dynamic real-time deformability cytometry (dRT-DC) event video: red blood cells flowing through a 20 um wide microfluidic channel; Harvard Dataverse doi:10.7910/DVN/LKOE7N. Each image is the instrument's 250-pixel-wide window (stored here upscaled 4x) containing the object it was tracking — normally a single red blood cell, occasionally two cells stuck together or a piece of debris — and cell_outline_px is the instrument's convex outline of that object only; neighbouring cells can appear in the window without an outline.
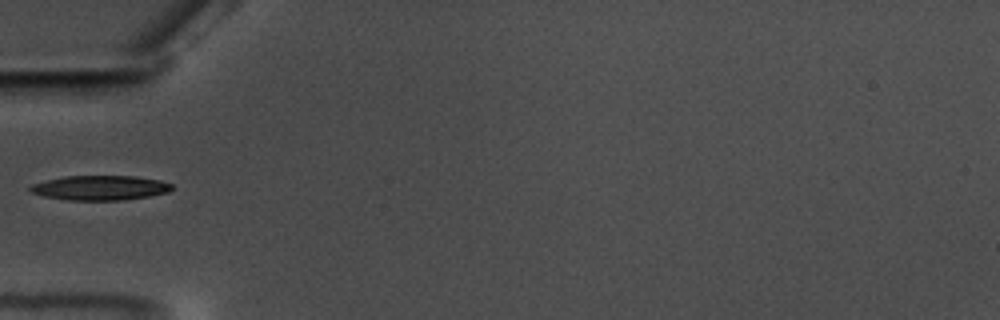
{"species": "common noctule bat (a hibernating species)", "species_latin": "Nyctalus noctula", "temperature_condition": "warm", "stored_images_in_passage": 39, "camera_frame_rate_fps": 3000, "um_per_image_px": 0.085, "animal": {"sex": "male", "body_mass_g": 17.5, "forearm_length_mm": 52.3}, "frame": {"image": 1, "passage_image": 1, "time_ms": 0.0, "image_size_px": [1000, 320], "cell_outline_px": [[172, 188], [168, 192], [148, 196], [120, 200], [68, 200], [44, 196], [32, 192], [28, 188], [32, 184], [64, 176], [136, 176], [160, 180], [172, 184]], "centroid_in_image_um": [8.51, 15.96], "position_along_channel_um": 76.5, "area_um2": 20.17}}
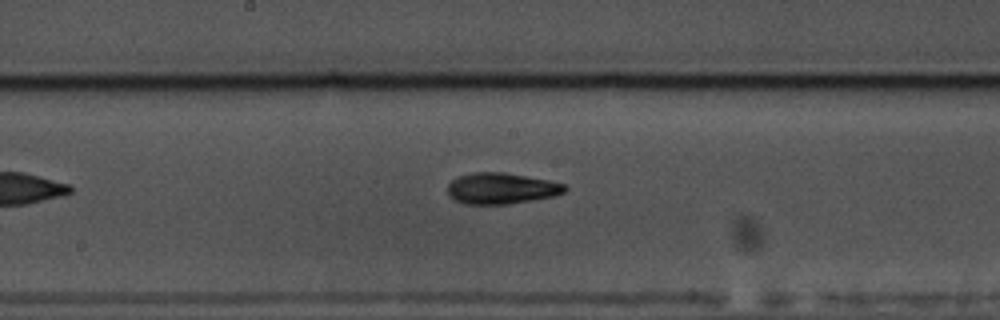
{"frame": {"image": 2, "passage_image": 12, "time_ms": 3.667, "image_size_px": [1000, 320], "cell_outline_px": [[568, 188], [564, 192], [552, 196], [532, 200], [508, 204], [464, 204], [456, 200], [448, 192], [448, 184], [452, 180], [460, 176], [476, 172], [504, 172], [548, 180], [564, 184]], "centroid_in_image_um": [42.62, 16.01], "position_along_channel_um": 205.6, "area_um2": 20.98}}
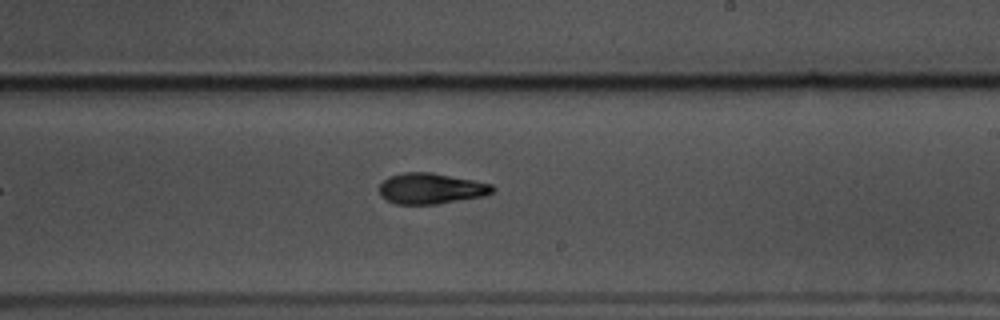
{"frame": {"image": 3, "passage_image": 16, "time_ms": 5.0, "image_size_px": [1000, 320], "cell_outline_px": [[496, 188], [492, 192], [484, 196], [436, 204], [396, 204], [380, 196], [380, 184], [388, 176], [404, 172], [432, 172], [492, 184]], "centroid_in_image_um": [36.62, 16.02], "position_along_channel_um": 252.4, "area_um2": 20.29}}